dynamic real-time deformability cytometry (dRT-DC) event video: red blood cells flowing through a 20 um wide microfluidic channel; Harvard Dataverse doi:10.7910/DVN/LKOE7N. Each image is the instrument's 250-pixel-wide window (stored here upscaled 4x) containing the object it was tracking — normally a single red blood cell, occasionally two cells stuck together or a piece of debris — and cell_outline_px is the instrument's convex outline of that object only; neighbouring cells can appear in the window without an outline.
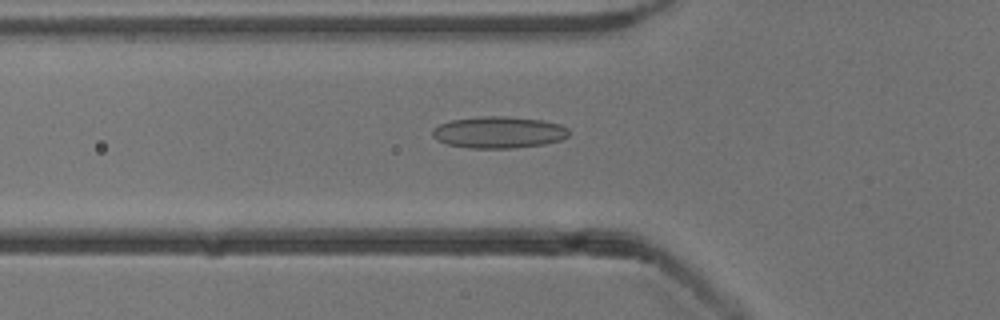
{"species": "common noctule bat (a hibernating species)", "species_latin": "Nyctalus noctula", "temperature_condition": "cold", "stored_images_in_passage": 52, "camera_frame_rate_fps": 3000, "um_per_image_px": 0.085, "animal": {"sex": "male", "body_mass_g": 13.3}, "frame": {"image": 1, "passage_image": 18, "time_ms": 5.667, "image_size_px": [1000, 320], "cell_outline_px": [[568, 136], [560, 140], [544, 144], [512, 148], [472, 148], [448, 144], [432, 136], [432, 128], [440, 124], [452, 120], [480, 116], [504, 116], [540, 120], [560, 124], [568, 128]], "centroid_in_image_um": [42.39, 11.24], "position_along_channel_um": 83.4, "area_um2": 24.97}}
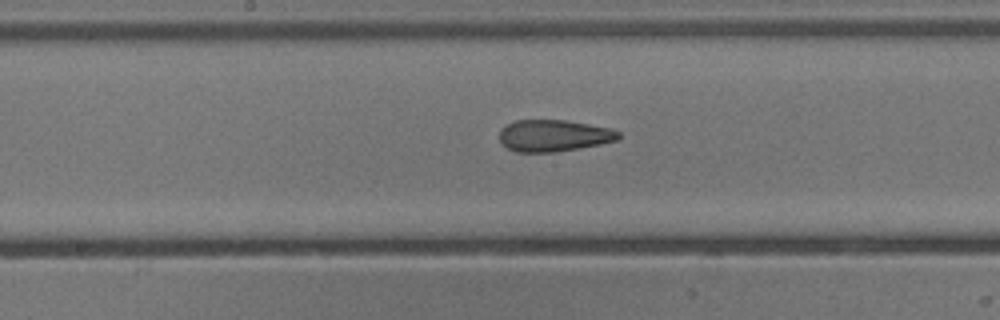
{"frame": {"image": 2, "passage_image": 27, "time_ms": 8.667, "image_size_px": [1000, 320], "cell_outline_px": [[620, 136], [616, 140], [600, 144], [556, 152], [516, 152], [508, 148], [500, 140], [500, 132], [508, 124], [516, 120], [564, 120], [608, 128], [620, 132]], "centroid_in_image_um": [47.06, 11.53], "position_along_channel_um": 201.1, "area_um2": 21.62}}
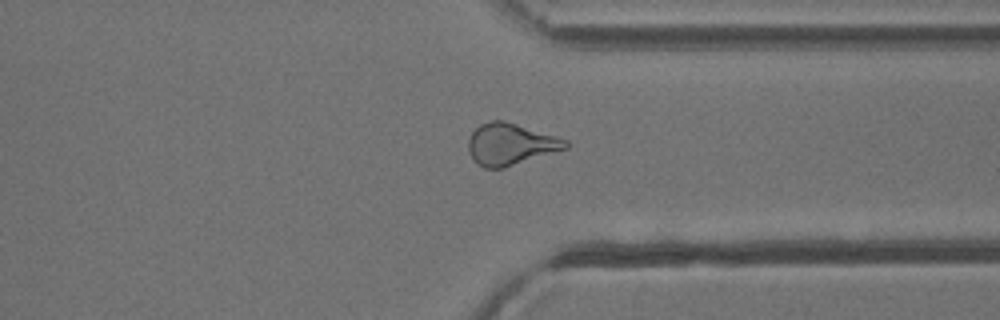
{"frame": {"image": 3, "passage_image": 40, "time_ms": 13.0, "image_size_px": [1000, 320], "cell_outline_px": [[568, 148], [504, 168], [484, 168], [476, 164], [468, 152], [468, 140], [472, 132], [480, 124], [492, 120], [500, 120], [516, 124], [568, 140]], "centroid_in_image_um": [43.36, 12.27], "position_along_channel_um": 368.0, "area_um2": 23.52}, "authors_computed_cell_mechanics": {"area_um2": 23.7269, "velocity_mm_per_s": 3.8706, "shape_relaxation_time_tau1_ms": null, "shape_relaxation_time_tau2_ms": 2.7359, "deformation_change_tau1": null, "deformation_change_tau2": 0.1178}}